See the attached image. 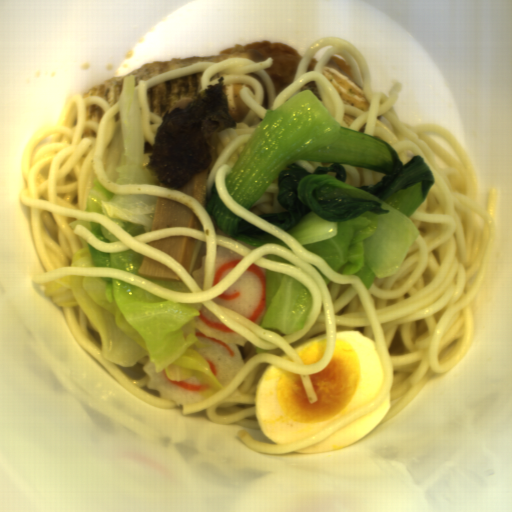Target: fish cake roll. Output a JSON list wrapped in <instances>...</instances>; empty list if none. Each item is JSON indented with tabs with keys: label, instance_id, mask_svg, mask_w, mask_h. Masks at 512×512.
Listing matches in <instances>:
<instances>
[{
	"label": "fish cake roll",
	"instance_id": "fish-cake-roll-2",
	"mask_svg": "<svg viewBox=\"0 0 512 512\" xmlns=\"http://www.w3.org/2000/svg\"><path fill=\"white\" fill-rule=\"evenodd\" d=\"M211 300L260 326L267 307V270L252 263L236 282Z\"/></svg>",
	"mask_w": 512,
	"mask_h": 512
},
{
	"label": "fish cake roll",
	"instance_id": "fish-cake-roll-4",
	"mask_svg": "<svg viewBox=\"0 0 512 512\" xmlns=\"http://www.w3.org/2000/svg\"><path fill=\"white\" fill-rule=\"evenodd\" d=\"M243 258L245 257L232 249L216 244L215 274L212 287L218 284L227 274H229Z\"/></svg>",
	"mask_w": 512,
	"mask_h": 512
},
{
	"label": "fish cake roll",
	"instance_id": "fish-cake-roll-5",
	"mask_svg": "<svg viewBox=\"0 0 512 512\" xmlns=\"http://www.w3.org/2000/svg\"><path fill=\"white\" fill-rule=\"evenodd\" d=\"M206 255H203L201 257V265H200V268L197 269L196 271H194L192 273V276L196 282V284L200 287V289L203 291V287H204V272H205V260H206Z\"/></svg>",
	"mask_w": 512,
	"mask_h": 512
},
{
	"label": "fish cake roll",
	"instance_id": "fish-cake-roll-3",
	"mask_svg": "<svg viewBox=\"0 0 512 512\" xmlns=\"http://www.w3.org/2000/svg\"><path fill=\"white\" fill-rule=\"evenodd\" d=\"M148 376L146 389L159 392V398L174 401L177 407L184 404H200L202 400L198 379L190 377L186 381L168 380L166 369L156 372L155 363L148 361L142 368Z\"/></svg>",
	"mask_w": 512,
	"mask_h": 512
},
{
	"label": "fish cake roll",
	"instance_id": "fish-cake-roll-1",
	"mask_svg": "<svg viewBox=\"0 0 512 512\" xmlns=\"http://www.w3.org/2000/svg\"><path fill=\"white\" fill-rule=\"evenodd\" d=\"M195 322L203 329L195 327V336L205 343H212V349L194 350L200 353L209 363L211 373L224 387L228 386L244 365L238 345L245 347L247 338L230 330L221 320L212 314L201 303L199 317Z\"/></svg>",
	"mask_w": 512,
	"mask_h": 512
}]
</instances>
